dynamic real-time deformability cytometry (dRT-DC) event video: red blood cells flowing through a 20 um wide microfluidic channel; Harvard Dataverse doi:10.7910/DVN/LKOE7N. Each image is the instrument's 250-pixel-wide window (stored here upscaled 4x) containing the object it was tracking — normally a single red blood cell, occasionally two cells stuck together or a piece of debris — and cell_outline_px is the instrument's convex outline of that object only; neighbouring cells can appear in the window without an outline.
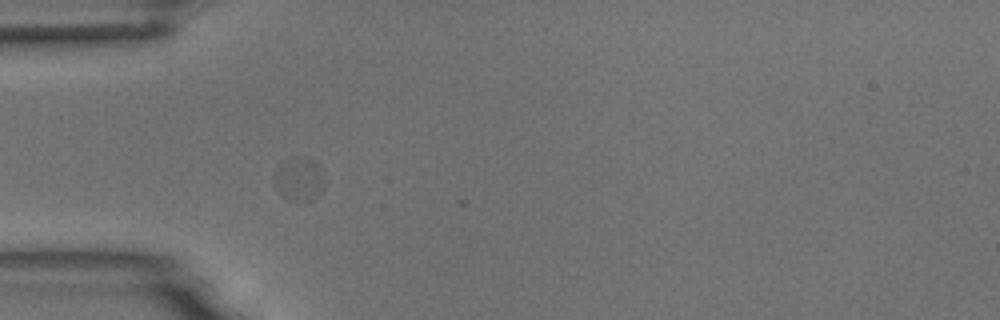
{"species": "common noctule bat (a hibernating species)", "species_latin": "Nyctalus noctula", "temperature_condition": "room temperature", "stored_images_in_passage": 2, "camera_frame_rate_fps": 3000, "um_per_image_px": 0.085, "animal": {"sex": "male", "body_mass_g": 18.8}, "frame": {"image": 1, "passage_image": 1, "time_ms": 0.0, "image_size_px": [1000, 320], "cell_outline_px": [[324, 188], [312, 200], [304, 204], [300, 204], [284, 200], [280, 196], [276, 188], [276, 172], [284, 160], [296, 156], [300, 156], [312, 160], [320, 164], [324, 184]], "centroid_in_image_um": [25.44, 15.3], "position_along_channel_um": 59.6, "area_um2": 13.12}}